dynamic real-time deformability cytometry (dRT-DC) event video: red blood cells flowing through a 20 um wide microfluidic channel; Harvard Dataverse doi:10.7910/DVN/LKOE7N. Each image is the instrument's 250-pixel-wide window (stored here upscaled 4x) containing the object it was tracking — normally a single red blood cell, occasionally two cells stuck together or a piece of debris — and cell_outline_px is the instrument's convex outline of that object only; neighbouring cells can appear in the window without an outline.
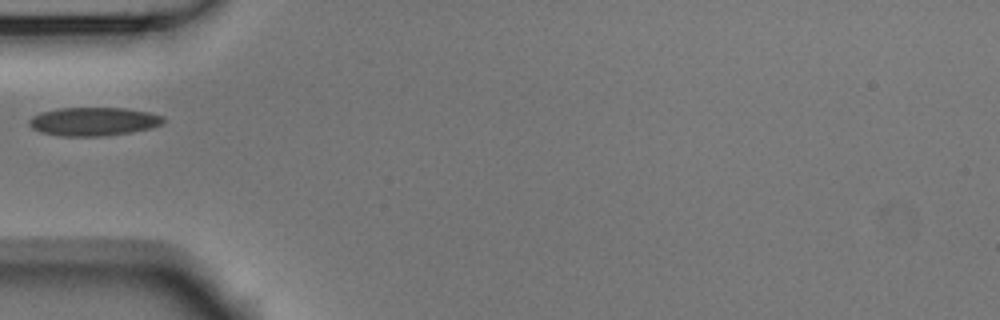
{"species": "Egyptian fruit bat (a non-hibernating species)", "species_latin": "Rousettus aegyptiacus", "temperature_condition": "room temperature", "stored_images_in_passage": 37, "camera_frame_rate_fps": 3000, "um_per_image_px": 0.085, "animal": {"sex": "male"}, "frame": {"image": 1, "passage_image": 1, "time_ms": 0.0, "image_size_px": [1000, 320], "cell_outline_px": [[164, 120], [160, 124], [152, 128], [132, 132], [104, 136], [60, 136], [40, 132], [32, 128], [28, 124], [28, 120], [32, 116], [40, 112], [60, 108], [124, 108], [148, 112], [164, 116]], "centroid_in_image_um": [7.92, 10.33], "position_along_channel_um": 77.1, "area_um2": 22.37}}
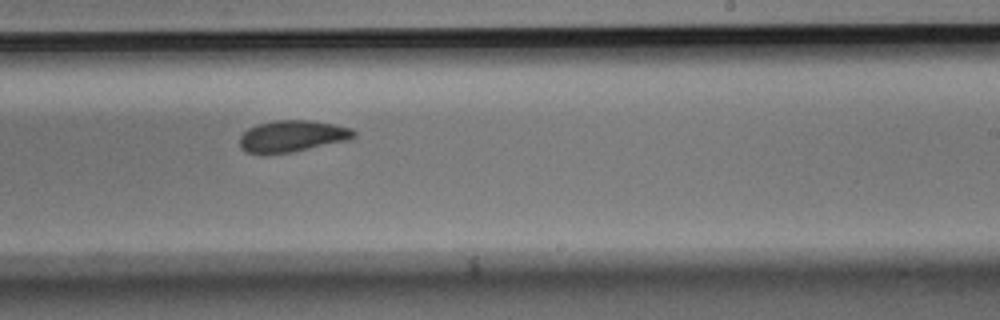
{"frame": {"image": 2, "passage_image": 16, "time_ms": 5.0, "image_size_px": [1000, 320], "cell_outline_px": [[356, 136], [348, 140], [292, 152], [264, 156], [248, 152], [240, 144], [240, 136], [248, 128], [256, 124], [276, 120], [308, 120], [332, 124], [352, 128], [356, 132]], "centroid_in_image_um": [24.82, 11.59], "position_along_channel_um": 264.2, "area_um2": 21.15}}
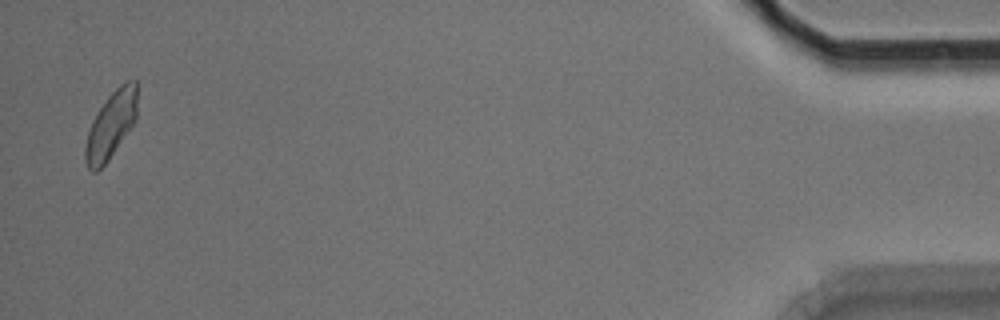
{"frame": {"image": 3, "passage_image": 36, "time_ms": 11.667, "image_size_px": [1000, 320], "cell_outline_px": [[136, 120], [108, 160], [96, 172], [92, 172], [88, 168], [84, 160], [84, 148], [88, 132], [92, 120], [108, 96], [124, 80], [136, 80]], "centroid_in_image_um": [9.41, 10.63], "position_along_channel_um": 425.8, "area_um2": 20.06}}